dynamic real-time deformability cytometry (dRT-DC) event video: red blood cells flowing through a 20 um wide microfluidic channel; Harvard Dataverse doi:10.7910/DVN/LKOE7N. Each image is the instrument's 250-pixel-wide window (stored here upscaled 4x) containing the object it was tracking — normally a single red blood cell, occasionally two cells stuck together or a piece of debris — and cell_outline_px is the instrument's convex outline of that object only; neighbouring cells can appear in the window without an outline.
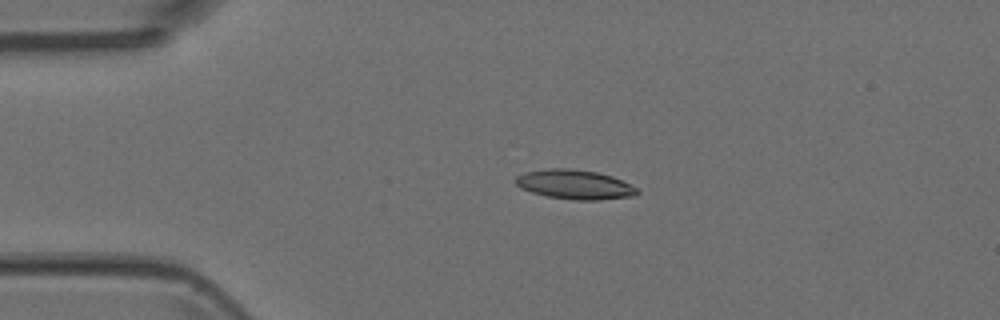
{"species": "Egyptian fruit bat (a non-hibernating species)", "species_latin": "Rousettus aegyptiacus", "temperature_condition": "room temperature", "stored_images_in_passage": 5, "camera_frame_rate_fps": 3000, "um_per_image_px": 0.085, "animal": {"sex": "female"}, "frame": {"image": 1, "passage_image": 4, "time_ms": 1.0, "image_size_px": [1000, 320], "cell_outline_px": [[640, 192], [636, 196], [600, 200], [572, 200], [548, 196], [532, 192], [520, 188], [512, 180], [516, 176], [524, 172], [548, 168], [568, 168], [596, 172], [612, 176], [636, 188]], "centroid_in_image_um": [48.82, 15.68], "position_along_channel_um": 36.2, "area_um2": 20.92}}